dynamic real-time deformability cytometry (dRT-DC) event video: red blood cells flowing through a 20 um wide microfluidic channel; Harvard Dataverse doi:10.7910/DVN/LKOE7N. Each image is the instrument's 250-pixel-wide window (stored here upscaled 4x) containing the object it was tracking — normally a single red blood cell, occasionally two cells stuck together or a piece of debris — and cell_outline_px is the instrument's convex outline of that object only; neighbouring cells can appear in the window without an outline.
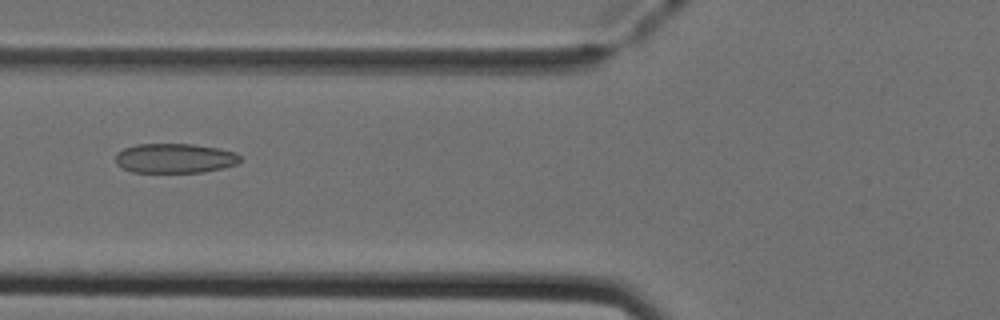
{"species": "Egyptian fruit bat (a non-hibernating species)", "species_latin": "Rousettus aegyptiacus", "temperature_condition": "cold", "stored_images_in_passage": 38, "camera_frame_rate_fps": 3000, "um_per_image_px": 0.085, "animal": {"sex": "female"}, "frame": {"image": 1, "passage_image": 7, "time_ms": 2.0, "image_size_px": [1000, 320], "cell_outline_px": [[240, 160], [236, 164], [204, 172], [132, 172], [116, 164], [116, 152], [124, 148], [136, 144], [192, 144], [220, 148], [236, 152], [240, 156]], "centroid_in_image_um": [14.85, 13.44], "position_along_channel_um": 111.0, "area_um2": 21.5}}
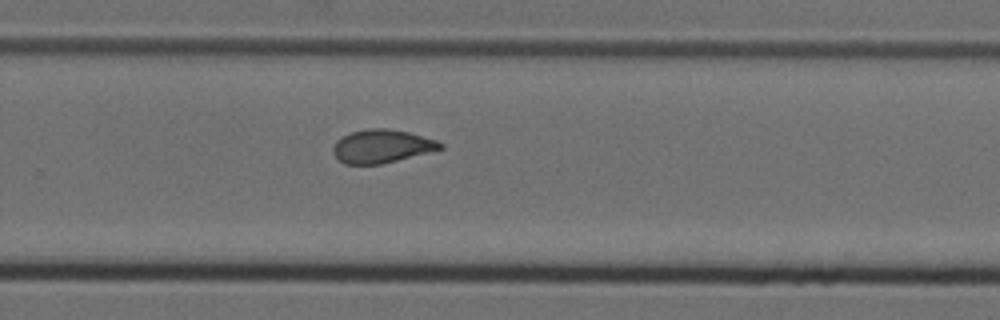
{"frame": {"image": 2, "passage_image": 21, "time_ms": 6.667, "image_size_px": [1000, 320], "cell_outline_px": [[444, 148], [380, 164], [344, 164], [332, 152], [332, 148], [336, 140], [352, 132], [368, 128], [388, 128], [408, 132], [436, 140], [444, 144]], "centroid_in_image_um": [32.43, 12.42], "position_along_channel_um": 297.4, "area_um2": 20.58}}
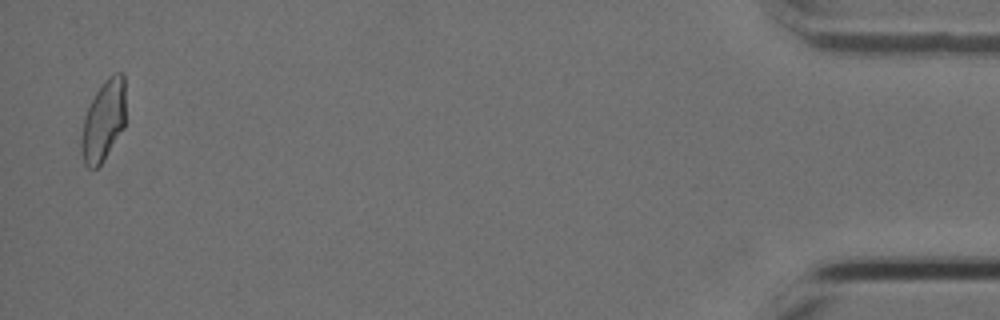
{"frame": {"image": 3, "passage_image": 37, "time_ms": 12.0, "image_size_px": [1000, 320], "cell_outline_px": [[124, 128], [104, 160], [96, 168], [88, 168], [84, 164], [80, 152], [80, 136], [84, 116], [96, 92], [104, 80], [112, 72], [124, 72]], "centroid_in_image_um": [8.77, 10.27], "position_along_channel_um": 426.4, "area_um2": 21.1}, "authors_computed_cell_mechanics": {"area_um2": 21.097, "velocity_mm_per_s": 3.9977, "shape_relaxation_time_tau1_ms": null, "shape_relaxation_time_tau2_ms": 1.6832, "deformation_change_tau1": null, "deformation_change_tau2": 0.0623}}